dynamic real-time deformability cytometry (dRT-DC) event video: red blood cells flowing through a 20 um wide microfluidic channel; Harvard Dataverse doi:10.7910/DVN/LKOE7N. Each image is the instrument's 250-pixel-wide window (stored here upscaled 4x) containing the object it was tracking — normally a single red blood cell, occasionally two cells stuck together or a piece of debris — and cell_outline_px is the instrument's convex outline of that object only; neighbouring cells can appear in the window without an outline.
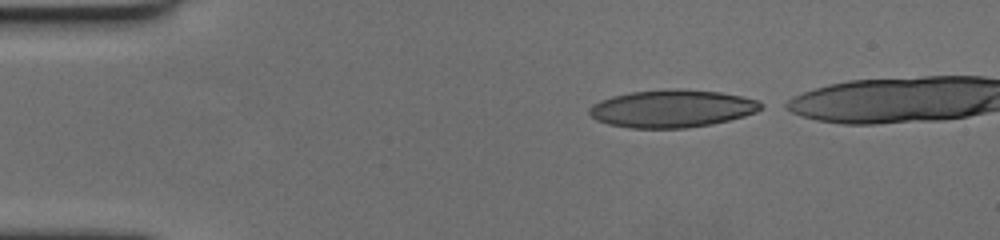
{"species": "human", "species_latin": "Homo sapiens", "temperature_condition": "cold", "stored_images_in_passage": 44, "camera_frame_rate_fps": 3000, "um_per_image_px": 0.085, "donor": {"sex": "female"}, "frame": {"image": 1, "passage_image": 1, "time_ms": 0.0, "image_size_px": [1000, 240], "cell_outline_px": [[764, 104], [756, 112], [744, 116], [712, 124], [688, 128], [632, 128], [608, 124], [596, 120], [588, 112], [588, 108], [592, 104], [600, 100], [612, 96], [632, 92], [668, 88], [680, 88], [720, 92], [740, 96], [756, 100]], "centroid_in_image_um": [57.09, 9.22], "position_along_channel_um": 27.9, "area_um2": 37.74}}
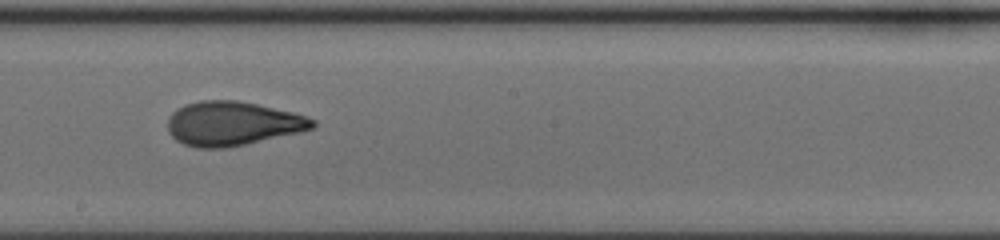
{"frame": {"image": 2, "passage_image": 24, "time_ms": 7.667, "image_size_px": [1000, 240], "cell_outline_px": [[316, 124], [312, 128], [300, 132], [244, 144], [224, 148], [196, 148], [184, 144], [176, 140], [168, 132], [168, 116], [176, 108], [184, 104], [200, 100], [236, 100], [256, 104], [292, 112], [308, 116], [316, 120]], "centroid_in_image_um": [19.73, 10.49], "position_along_channel_um": 228.5, "area_um2": 37.28}}
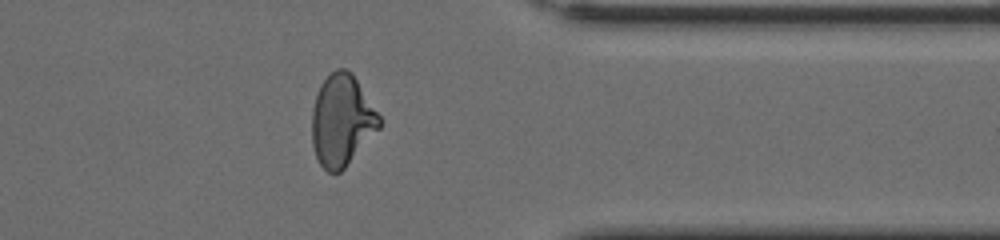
{"frame": {"image": 3, "passage_image": 38, "time_ms": 12.333, "image_size_px": [1000, 240], "cell_outline_px": [[380, 128], [344, 168], [340, 172], [328, 172], [320, 164], [316, 156], [312, 144], [312, 108], [320, 84], [336, 68], [344, 68], [352, 72], [380, 116]], "centroid_in_image_um": [29.05, 10.22], "position_along_channel_um": 382.4, "area_um2": 35.66}, "authors_computed_cell_mechanics": {"area_um2": 36.7897, "velocity_mm_per_s": 3.5124, "shape_relaxation_time_tau1_ms": 6.564, "shape_relaxation_time_tau2_ms": 1.5254, "deformation_change_tau1": 0.2128, "deformation_change_tau2": 0.0779}}